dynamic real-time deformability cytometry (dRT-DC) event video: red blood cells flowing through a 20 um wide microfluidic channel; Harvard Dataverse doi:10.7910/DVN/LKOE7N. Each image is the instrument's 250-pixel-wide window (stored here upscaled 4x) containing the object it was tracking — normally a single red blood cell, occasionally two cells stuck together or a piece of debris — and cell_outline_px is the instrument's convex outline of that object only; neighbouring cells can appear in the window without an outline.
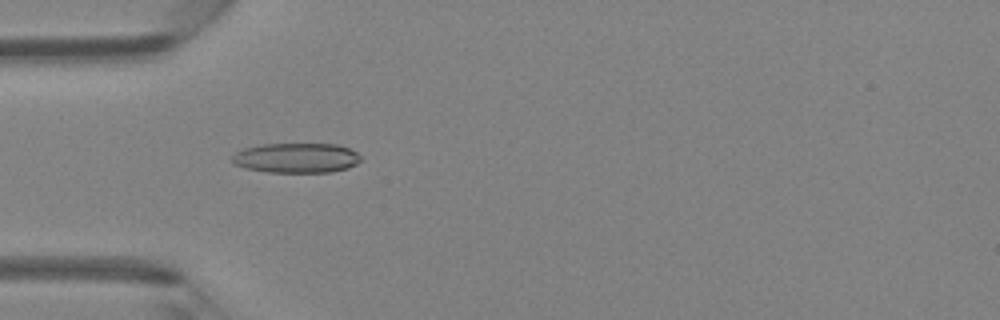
{"species": "Egyptian fruit bat (a non-hibernating species)", "species_latin": "Rousettus aegyptiacus", "temperature_condition": "room temperature", "stored_images_in_passage": 47, "camera_frame_rate_fps": 3000, "um_per_image_px": 0.085, "animal": {"sex": "female"}, "frame": {"image": 1, "passage_image": 15, "time_ms": 4.667, "image_size_px": [1000, 320], "cell_outline_px": [[360, 160], [356, 164], [348, 168], [332, 172], [268, 172], [244, 168], [232, 164], [228, 160], [236, 152], [244, 148], [264, 144], [336, 144], [348, 148], [356, 152], [360, 156]], "centroid_in_image_um": [25.14, 13.43], "position_along_channel_um": 59.9, "area_um2": 22.54}}
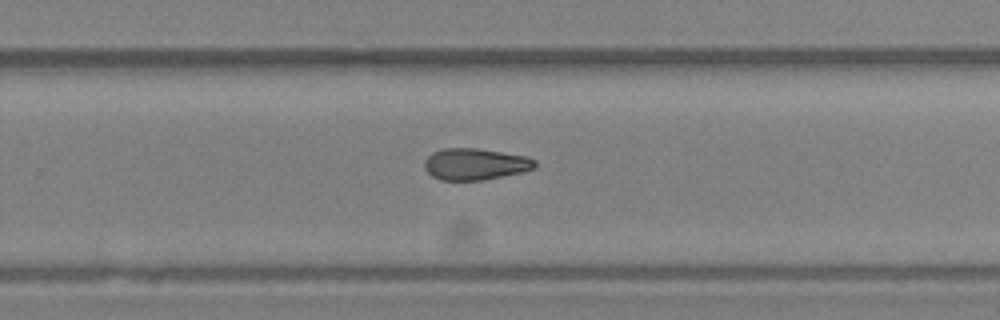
{"frame": {"image": 2, "passage_image": 31, "time_ms": 10.0, "image_size_px": [1000, 320], "cell_outline_px": [[536, 168], [524, 172], [480, 180], [440, 180], [432, 176], [424, 168], [424, 160], [432, 152], [444, 148], [476, 148], [528, 156], [536, 160]], "centroid_in_image_um": [40.4, 13.94], "position_along_channel_um": 289.4, "area_um2": 20.46}}
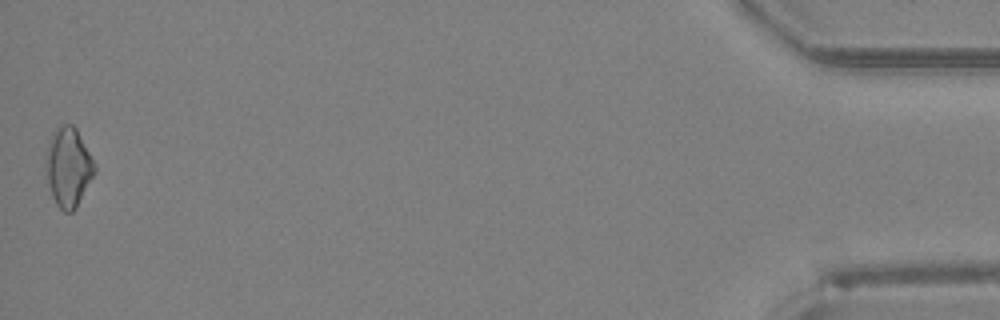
{"frame": {"image": 3, "passage_image": 47, "time_ms": 15.333, "image_size_px": [1000, 320], "cell_outline_px": [[96, 172], [76, 208], [72, 212], [64, 212], [56, 204], [52, 196], [48, 184], [44, 168], [44, 164], [48, 140], [52, 132], [60, 124], [72, 124], [76, 128], [96, 168]], "centroid_in_image_um": [5.77, 14.21], "position_along_channel_um": 429.4, "area_um2": 22.66}, "authors_computed_cell_mechanics": {"area_um2": 20.9814, "velocity_mm_per_s": 4.3759, "shape_relaxation_time_tau1_ms": null, "shape_relaxation_time_tau2_ms": 7.0945, "deformation_change_tau1": null, "deformation_change_tau2": 0.1627}}